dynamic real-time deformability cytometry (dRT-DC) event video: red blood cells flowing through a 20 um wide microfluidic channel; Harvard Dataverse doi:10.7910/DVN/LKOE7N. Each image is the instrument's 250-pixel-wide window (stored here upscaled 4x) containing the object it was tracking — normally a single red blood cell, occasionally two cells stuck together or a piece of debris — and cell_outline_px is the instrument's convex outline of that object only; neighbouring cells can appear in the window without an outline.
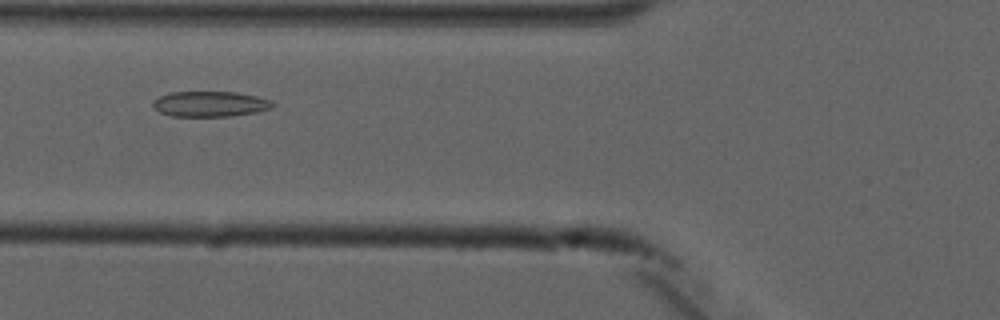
{"species": "common noctule bat (a hibernating species)", "species_latin": "Nyctalus noctula", "temperature_condition": "cold", "stored_images_in_passage": 5, "camera_frame_rate_fps": 3000, "um_per_image_px": 0.085, "animal": {"sex": "male", "forearm_length_mm": 52.5}, "frame": {"image": 1, "passage_image": 5, "time_ms": 4.667, "image_size_px": [1000, 320], "cell_outline_px": [[276, 104], [272, 108], [256, 112], [228, 116], [172, 116], [160, 112], [152, 104], [152, 100], [160, 96], [172, 92], [236, 92], [256, 96], [272, 100]], "centroid_in_image_um": [17.88, 8.83], "position_along_channel_um": 107.9, "area_um2": 17.69}}